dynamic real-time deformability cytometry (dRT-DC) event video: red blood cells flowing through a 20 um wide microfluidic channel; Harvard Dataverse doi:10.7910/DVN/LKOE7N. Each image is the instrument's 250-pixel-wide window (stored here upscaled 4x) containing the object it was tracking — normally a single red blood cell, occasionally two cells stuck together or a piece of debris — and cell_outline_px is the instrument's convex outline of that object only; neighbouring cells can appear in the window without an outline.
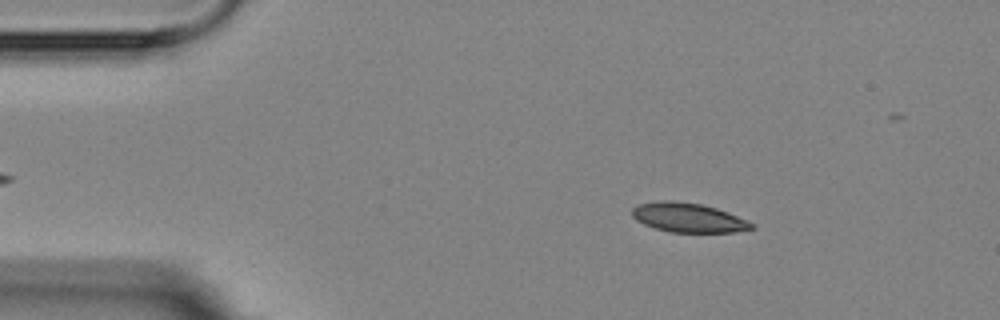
{"species": "Egyptian fruit bat (a non-hibernating species)", "species_latin": "Rousettus aegyptiacus", "temperature_condition": "room temperature", "stored_images_in_passage": 5, "camera_frame_rate_fps": 3000, "um_per_image_px": 0.085, "animal": {"sex": "female"}, "frame": {"image": 1, "passage_image": 2, "time_ms": 1.0, "image_size_px": [1000, 320], "cell_outline_px": [[756, 228], [732, 232], [672, 232], [656, 228], [644, 224], [636, 220], [632, 216], [632, 208], [636, 204], [660, 200], [672, 200], [700, 204], [716, 208], [728, 212], [752, 224]], "centroid_in_image_um": [58.44, 18.48], "position_along_channel_um": 26.6, "area_um2": 20.23}}